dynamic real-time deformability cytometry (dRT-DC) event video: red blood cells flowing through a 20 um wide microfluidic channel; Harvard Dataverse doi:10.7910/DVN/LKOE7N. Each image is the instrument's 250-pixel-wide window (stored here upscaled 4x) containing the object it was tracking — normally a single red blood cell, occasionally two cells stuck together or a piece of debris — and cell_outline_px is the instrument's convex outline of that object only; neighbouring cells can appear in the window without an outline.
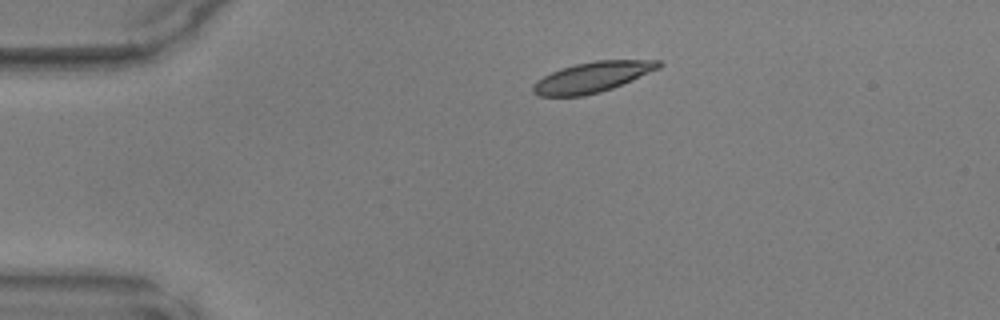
{"species": "common noctule bat (a hibernating species)", "species_latin": "Nyctalus noctula", "temperature_condition": "warm", "stored_images_in_passage": 39, "camera_frame_rate_fps": 3000, "um_per_image_px": 0.085, "animal": {"sex": "male", "body_mass_g": 17.9, "forearm_length_mm": 54.2}, "frame": {"image": 1, "passage_image": 1, "time_ms": 0.0, "image_size_px": [1000, 320], "cell_outline_px": [[664, 64], [660, 68], [612, 88], [600, 92], [584, 96], [540, 96], [532, 92], [532, 84], [536, 80], [560, 68], [576, 64], [596, 60], [660, 60]], "centroid_in_image_um": [50.34, 6.55], "position_along_channel_um": 34.7, "area_um2": 22.25}}
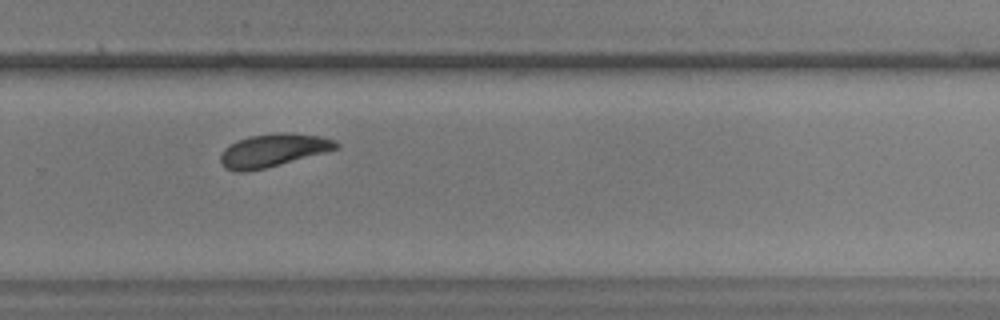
{"frame": {"image": 2, "passage_image": 24, "time_ms": 7.667, "image_size_px": [1000, 320], "cell_outline_px": [[340, 148], [280, 164], [264, 168], [244, 172], [236, 172], [224, 168], [220, 164], [220, 156], [224, 148], [248, 136], [280, 132], [292, 132], [320, 136], [336, 140], [340, 144]], "centroid_in_image_um": [23.22, 12.77], "position_along_channel_um": 306.6, "area_um2": 22.25}}
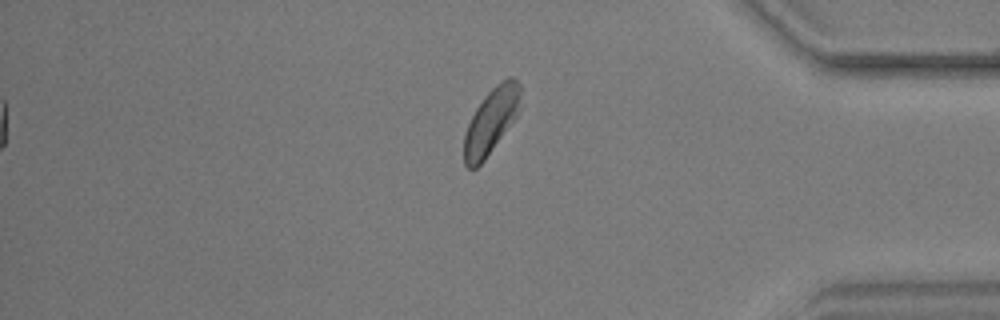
{"frame": {"image": 3, "passage_image": 32, "time_ms": 10.333, "image_size_px": [1000, 320], "cell_outline_px": [[520, 92], [516, 116], [484, 160], [476, 168], [468, 168], [464, 164], [464, 136], [468, 124], [476, 108], [484, 96], [496, 84], [508, 76], [512, 76], [520, 84]], "centroid_in_image_um": [41.71, 10.27], "position_along_channel_um": 393.5, "area_um2": 20.98}}